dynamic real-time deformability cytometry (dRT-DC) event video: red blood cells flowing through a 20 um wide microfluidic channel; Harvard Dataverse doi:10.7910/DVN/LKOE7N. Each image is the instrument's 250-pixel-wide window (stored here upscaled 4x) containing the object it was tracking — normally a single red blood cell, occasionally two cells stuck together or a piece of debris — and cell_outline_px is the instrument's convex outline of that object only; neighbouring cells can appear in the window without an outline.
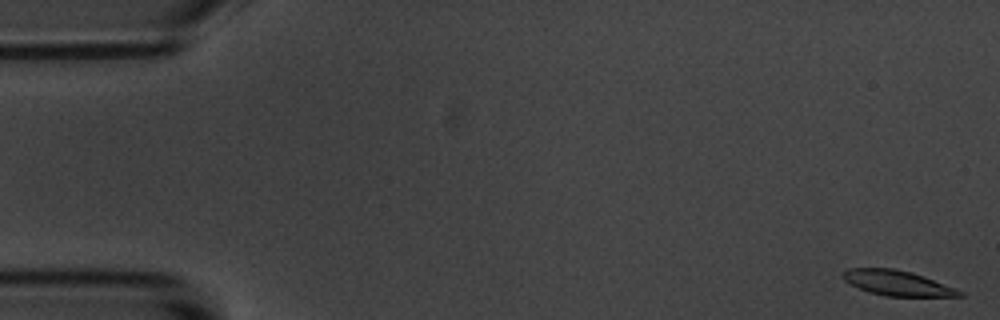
{"species": "common noctule bat (a hibernating species)", "species_latin": "Nyctalus noctula", "temperature_condition": "room temperature", "stored_images_in_passage": 7, "camera_frame_rate_fps": 3000, "um_per_image_px": 0.085, "animal": {"sex": "male", "body_mass_g": 20.1, "forearm_length_mm": 53.5}, "frame": {"image": 1, "passage_image": 1, "time_ms": 0.0, "image_size_px": [1000, 320], "cell_outline_px": [[964, 296], [884, 296], [868, 292], [844, 280], [840, 276], [848, 268], [892, 268], [912, 272], [924, 276], [956, 288], [964, 292]], "centroid_in_image_um": [76.28, 24.05], "position_along_channel_um": 8.7, "area_um2": 17.05}}
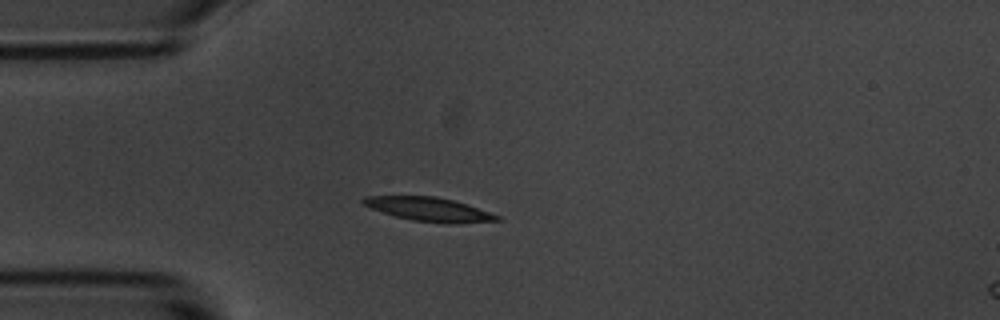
{"frame": {"image": 2, "passage_image": 5, "time_ms": 4.667, "image_size_px": [1000, 320], "cell_outline_px": [[504, 220], [452, 224], [444, 224], [412, 220], [396, 216], [372, 208], [364, 204], [360, 200], [364, 196], [436, 196], [468, 204], [500, 216]], "centroid_in_image_um": [36.53, 17.8], "position_along_channel_um": 48.5, "area_um2": 18.61}}